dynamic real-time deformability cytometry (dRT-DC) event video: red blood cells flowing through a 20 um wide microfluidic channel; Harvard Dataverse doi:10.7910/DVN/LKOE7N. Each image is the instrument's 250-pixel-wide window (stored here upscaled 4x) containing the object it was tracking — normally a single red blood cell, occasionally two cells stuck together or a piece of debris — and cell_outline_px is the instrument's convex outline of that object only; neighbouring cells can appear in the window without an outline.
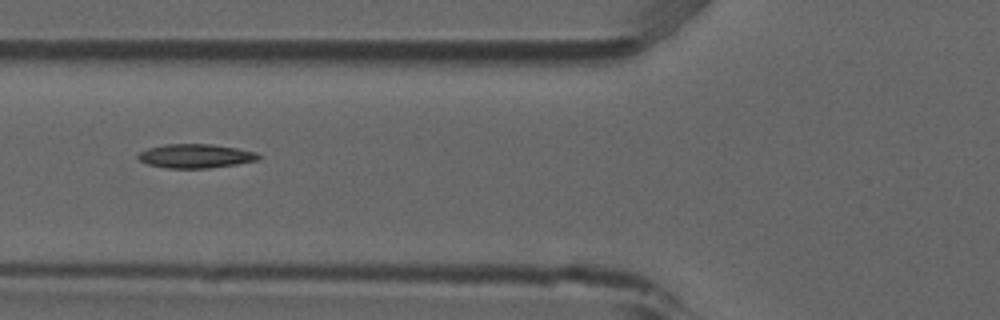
{"species": "common noctule bat (a hibernating species)", "species_latin": "Nyctalus noctula", "temperature_condition": "room temperature", "stored_images_in_passage": 6, "camera_frame_rate_fps": 3000, "um_per_image_px": 0.085, "animal": {"sex": "male", "forearm_length_mm": 52.5}, "frame": {"image": 1, "passage_image": 6, "time_ms": 1.667, "image_size_px": [1000, 320], "cell_outline_px": [[260, 160], [236, 164], [208, 168], [164, 168], [148, 164], [140, 160], [136, 156], [140, 152], [148, 148], [164, 144], [212, 144], [236, 148], [256, 152], [260, 156]], "centroid_in_image_um": [16.62, 13.26], "position_along_channel_um": 109.2, "area_um2": 16.82}}